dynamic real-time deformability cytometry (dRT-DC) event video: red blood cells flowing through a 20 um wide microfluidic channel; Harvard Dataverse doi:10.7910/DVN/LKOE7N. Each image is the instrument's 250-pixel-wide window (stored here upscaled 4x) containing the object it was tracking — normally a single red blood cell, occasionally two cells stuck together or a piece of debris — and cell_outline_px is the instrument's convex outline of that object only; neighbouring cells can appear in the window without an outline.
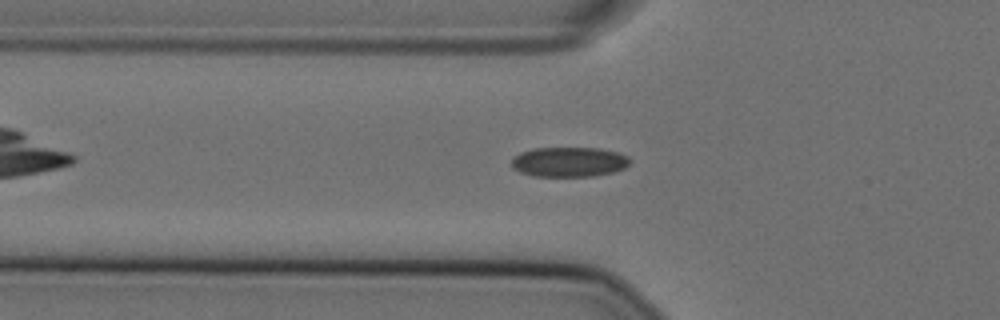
{"species": "Egyptian fruit bat (a non-hibernating species)", "species_latin": "Rousettus aegyptiacus", "temperature_condition": "cold", "stored_images_in_passage": 44, "camera_frame_rate_fps": 3000, "um_per_image_px": 0.085, "animal": {"sex": "female"}, "frame": {"image": 1, "passage_image": 10, "time_ms": 3.0, "image_size_px": [1000, 320], "cell_outline_px": [[628, 164], [624, 168], [612, 172], [592, 176], [532, 176], [520, 172], [512, 168], [512, 160], [520, 152], [532, 148], [600, 148], [616, 152], [628, 156]], "centroid_in_image_um": [48.33, 13.76], "position_along_channel_um": 77.5, "area_um2": 20.46}}
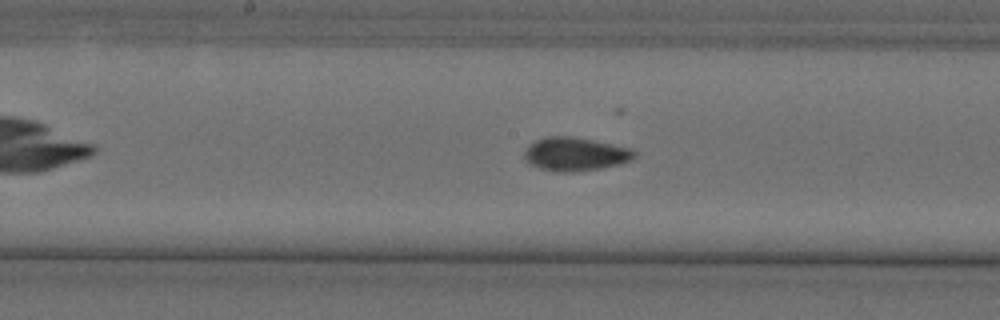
{"frame": {"image": 2, "passage_image": 20, "time_ms": 6.333, "image_size_px": [1000, 320], "cell_outline_px": [[636, 156], [632, 160], [600, 168], [572, 172], [556, 172], [540, 168], [528, 164], [524, 156], [524, 152], [536, 140], [544, 136], [572, 136], [632, 148], [636, 152]], "centroid_in_image_um": [48.89, 13.1], "position_along_channel_um": 199.3, "area_um2": 21.39}}
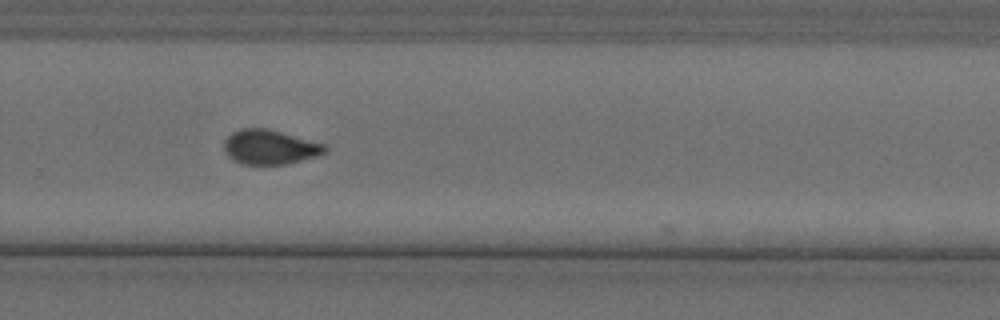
{"frame": {"image": 3, "passage_image": 29, "time_ms": 9.333, "image_size_px": [1000, 320], "cell_outline_px": [[328, 152], [316, 156], [288, 164], [244, 164], [228, 156], [224, 152], [224, 140], [232, 132], [240, 128], [268, 128], [328, 144]], "centroid_in_image_um": [22.99, 12.48], "position_along_channel_um": 306.8, "area_um2": 20.58}}